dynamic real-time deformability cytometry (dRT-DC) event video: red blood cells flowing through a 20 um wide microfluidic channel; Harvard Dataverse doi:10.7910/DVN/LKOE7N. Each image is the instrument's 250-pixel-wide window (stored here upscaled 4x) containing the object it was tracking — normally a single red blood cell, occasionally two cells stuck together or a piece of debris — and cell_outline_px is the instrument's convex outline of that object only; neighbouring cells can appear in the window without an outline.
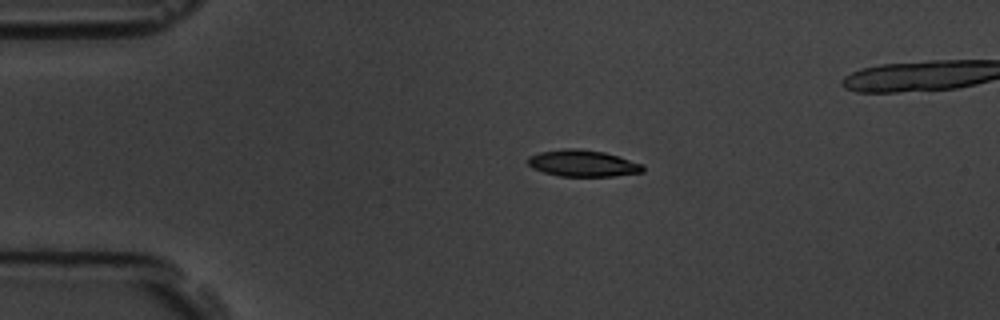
{"species": "common noctule bat (a hibernating species)", "species_latin": "Nyctalus noctula", "temperature_condition": "room temperature", "stored_images_in_passage": 43, "camera_frame_rate_fps": 3000, "um_per_image_px": 0.085, "animal": {"sex": "male", "body_mass_g": 19.5, "forearm_length_mm": 54.6}, "frame": {"image": 1, "passage_image": 1, "time_ms": 0.0, "image_size_px": [1000, 320], "cell_outline_px": [[644, 172], [612, 176], [560, 176], [544, 172], [532, 168], [528, 164], [528, 156], [540, 152], [564, 148], [576, 148], [604, 152], [644, 164]], "centroid_in_image_um": [49.54, 13.88], "position_along_channel_um": 35.5, "area_um2": 17.8}}
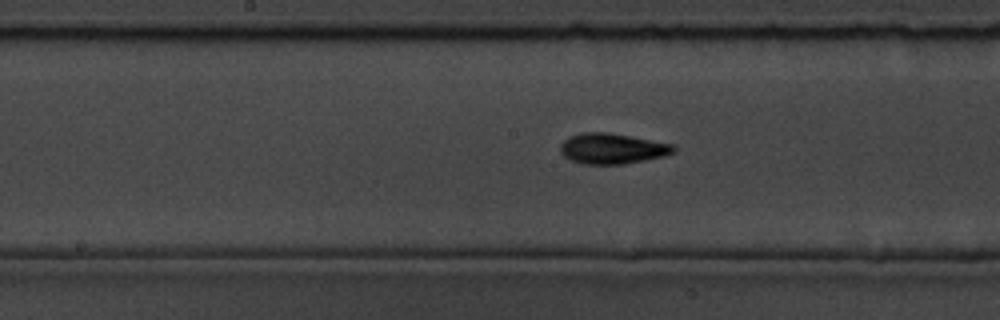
{"frame": {"image": 2, "passage_image": 18, "time_ms": 5.667, "image_size_px": [1000, 320], "cell_outline_px": [[676, 152], [664, 156], [624, 164], [584, 164], [568, 160], [560, 152], [560, 144], [568, 136], [580, 132], [608, 132], [672, 144], [676, 148]], "centroid_in_image_um": [52.0, 12.63], "position_along_channel_um": 196.2, "area_um2": 20.29}}
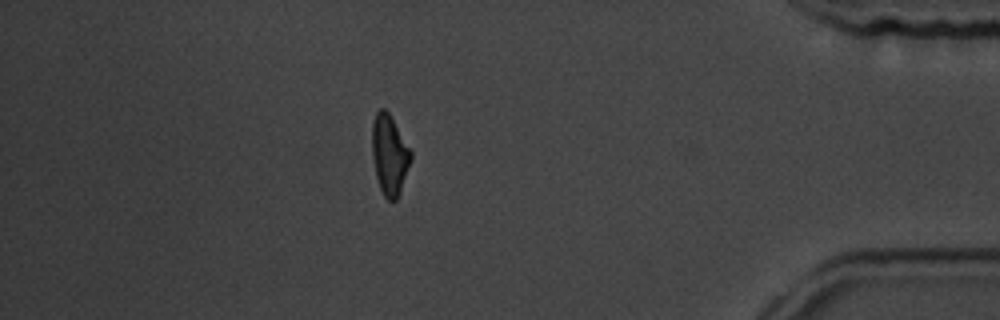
{"frame": {"image": 3, "passage_image": 39, "time_ms": 12.667, "image_size_px": [1000, 320], "cell_outline_px": [[412, 156], [400, 192], [396, 200], [388, 200], [384, 196], [380, 188], [376, 176], [372, 156], [372, 124], [376, 112], [380, 108], [384, 108], [388, 112], [412, 152]], "centroid_in_image_um": [33.09, 13.15], "position_along_channel_um": 402.1, "area_um2": 17.86}}